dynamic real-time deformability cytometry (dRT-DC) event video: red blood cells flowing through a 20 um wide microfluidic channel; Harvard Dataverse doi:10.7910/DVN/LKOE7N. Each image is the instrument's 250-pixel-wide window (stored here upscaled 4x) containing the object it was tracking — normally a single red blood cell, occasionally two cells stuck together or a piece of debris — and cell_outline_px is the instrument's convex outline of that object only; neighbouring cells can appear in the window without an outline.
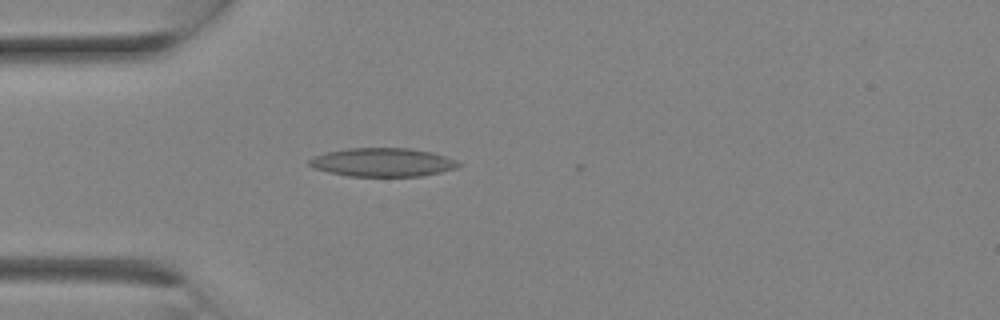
{"species": "Egyptian fruit bat (a non-hibernating species)", "species_latin": "Rousettus aegyptiacus", "temperature_condition": "room temperature", "stored_images_in_passage": 4, "camera_frame_rate_fps": 3000, "um_per_image_px": 0.085, "animal": {"sex": "female"}, "frame": {"image": 1, "passage_image": 2, "time_ms": 0.333, "image_size_px": [1000, 320], "cell_outline_px": [[464, 164], [456, 168], [440, 172], [420, 176], [348, 176], [328, 172], [316, 168], [308, 164], [308, 160], [312, 156], [328, 152], [348, 148], [412, 148], [432, 152], [456, 160]], "centroid_in_image_um": [32.54, 13.79], "position_along_channel_um": 52.5, "area_um2": 24.85}}
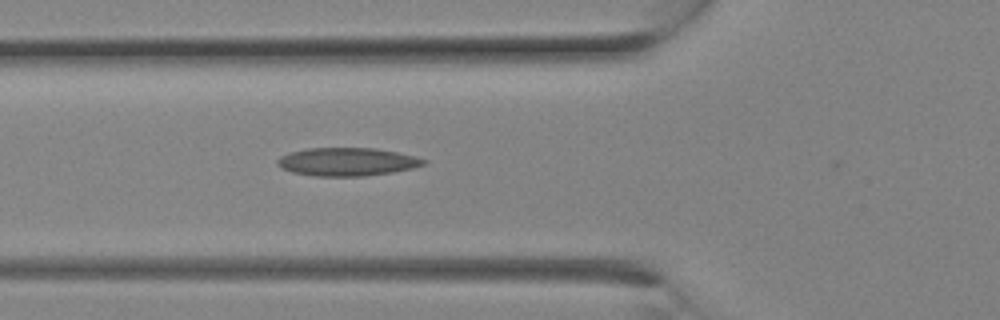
{"frame": {"image": 2, "passage_image": 4, "time_ms": 1.0, "image_size_px": [1000, 320], "cell_outline_px": [[428, 164], [412, 168], [392, 172], [364, 176], [316, 176], [292, 172], [280, 168], [276, 164], [276, 160], [280, 156], [292, 152], [308, 148], [376, 148], [416, 156], [428, 160]], "centroid_in_image_um": [29.52, 13.75], "position_along_channel_um": 96.3, "area_um2": 24.1}}